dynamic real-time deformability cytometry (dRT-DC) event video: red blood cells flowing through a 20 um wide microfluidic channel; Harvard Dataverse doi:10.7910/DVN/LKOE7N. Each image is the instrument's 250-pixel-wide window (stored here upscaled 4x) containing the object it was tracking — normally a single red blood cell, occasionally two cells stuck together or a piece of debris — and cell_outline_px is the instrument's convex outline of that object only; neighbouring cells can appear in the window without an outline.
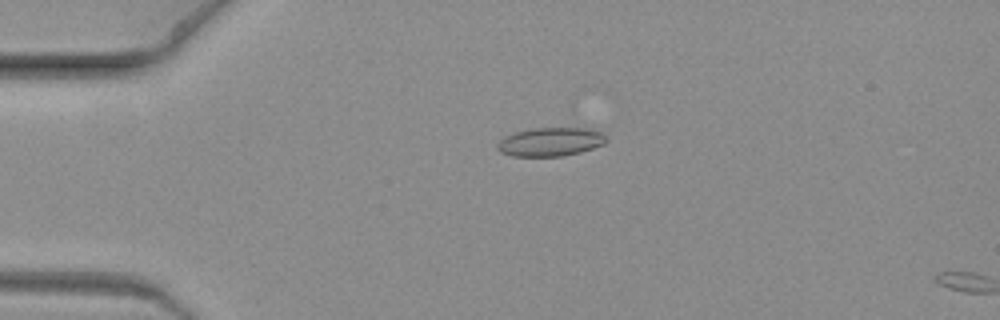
{"species": "common noctule bat (a hibernating species)", "species_latin": "Nyctalus noctula", "temperature_condition": "warm", "stored_images_in_passage": 4, "camera_frame_rate_fps": 3000, "um_per_image_px": 0.085, "animal": {"sex": "female", "body_mass_g": 19.3, "forearm_length_mm": 54.1}, "frame": {"image": 1, "passage_image": 3, "time_ms": 0.667, "image_size_px": [1000, 320], "cell_outline_px": [[608, 140], [604, 144], [580, 152], [560, 156], [512, 156], [500, 152], [496, 148], [496, 144], [504, 136], [516, 132], [532, 128], [584, 124], [608, 136]], "centroid_in_image_um": [46.87, 11.99], "position_along_channel_um": 38.1, "area_um2": 19.19}}